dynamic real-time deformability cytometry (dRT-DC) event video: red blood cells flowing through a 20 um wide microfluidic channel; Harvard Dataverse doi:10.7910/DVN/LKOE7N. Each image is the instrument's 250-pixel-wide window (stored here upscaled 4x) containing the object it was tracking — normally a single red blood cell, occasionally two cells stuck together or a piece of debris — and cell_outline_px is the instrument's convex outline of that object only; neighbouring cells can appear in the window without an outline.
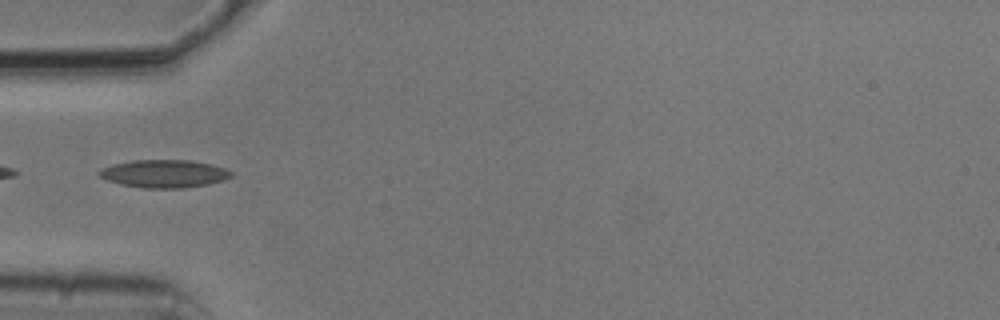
{"species": "common noctule bat (a hibernating species)", "species_latin": "Nyctalus noctula", "temperature_condition": "cold", "stored_images_in_passage": 7, "camera_frame_rate_fps": 3000, "um_per_image_px": 0.085, "animal": {"sex": "male", "body_mass_g": 20.5, "forearm_length_mm": 52.5}, "frame": {"image": 1, "passage_image": 4, "time_ms": 1.0, "image_size_px": [1000, 320], "cell_outline_px": [[232, 176], [224, 180], [208, 184], [180, 188], [144, 188], [120, 184], [108, 180], [100, 176], [96, 172], [100, 168], [112, 164], [132, 160], [192, 160], [212, 164], [224, 168], [232, 172]], "centroid_in_image_um": [13.93, 14.75], "position_along_channel_um": 71.1, "area_um2": 21.5}}
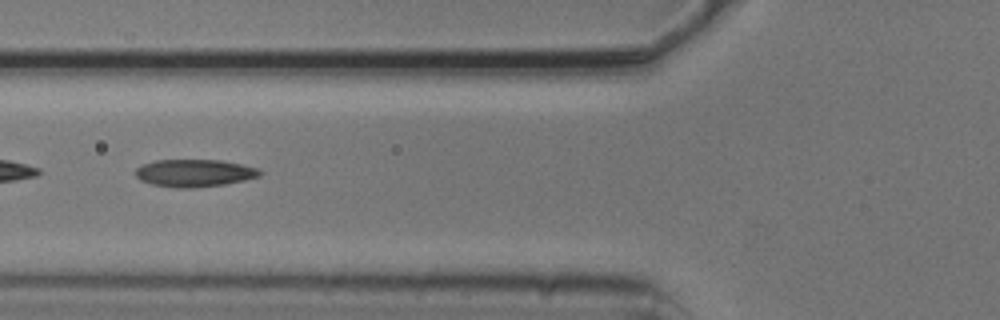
{"frame": {"image": 2, "passage_image": 5, "time_ms": 1.333, "image_size_px": [1000, 320], "cell_outline_px": [[264, 172], [260, 176], [244, 180], [224, 184], [192, 188], [176, 188], [152, 184], [140, 180], [132, 172], [140, 164], [156, 160], [220, 160], [240, 164], [256, 168]], "centroid_in_image_um": [16.47, 14.7], "position_along_channel_um": 109.3, "area_um2": 20.0}}
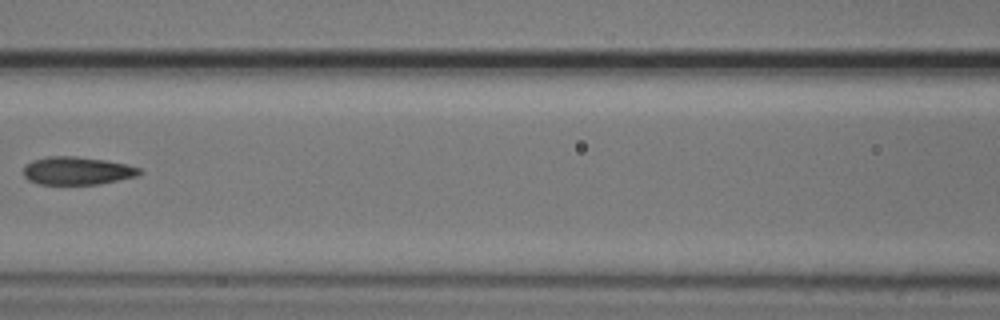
{"frame": {"image": 3, "passage_image": 6, "time_ms": 1.667, "image_size_px": [1000, 320], "cell_outline_px": [[144, 172], [136, 176], [100, 184], [36, 184], [28, 180], [24, 176], [24, 164], [32, 160], [48, 156], [76, 156], [104, 160], [128, 164], [140, 168]], "centroid_in_image_um": [6.54, 14.51], "position_along_channel_um": 160.1, "area_um2": 19.07}}